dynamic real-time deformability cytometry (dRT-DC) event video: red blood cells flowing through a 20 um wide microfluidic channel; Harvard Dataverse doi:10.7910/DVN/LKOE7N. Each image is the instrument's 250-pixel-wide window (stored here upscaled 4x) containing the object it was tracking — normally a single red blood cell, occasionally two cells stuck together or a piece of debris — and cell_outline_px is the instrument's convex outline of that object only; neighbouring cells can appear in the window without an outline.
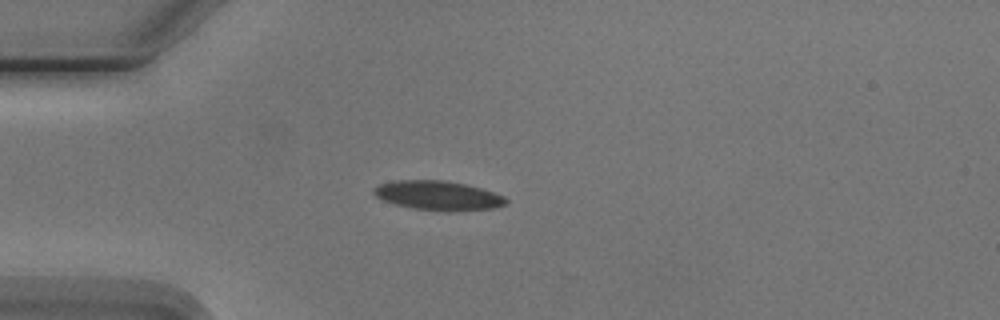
{"species": "Egyptian fruit bat (a non-hibernating species)", "species_latin": "Rousettus aegyptiacus", "temperature_condition": "cold", "stored_images_in_passage": 1, "camera_frame_rate_fps": 3000, "um_per_image_px": 0.085, "animal": {"sex": "male"}, "frame": {"image": 1, "passage_image": 1, "time_ms": 0.0, "image_size_px": [1000, 320], "cell_outline_px": [[508, 204], [496, 208], [452, 212], [444, 212], [412, 208], [396, 204], [384, 200], [376, 196], [372, 192], [372, 188], [380, 184], [396, 180], [444, 180], [464, 184], [480, 188], [504, 196], [508, 200]], "centroid_in_image_um": [37.26, 16.63], "position_along_channel_um": 47.7, "area_um2": 22.77}}